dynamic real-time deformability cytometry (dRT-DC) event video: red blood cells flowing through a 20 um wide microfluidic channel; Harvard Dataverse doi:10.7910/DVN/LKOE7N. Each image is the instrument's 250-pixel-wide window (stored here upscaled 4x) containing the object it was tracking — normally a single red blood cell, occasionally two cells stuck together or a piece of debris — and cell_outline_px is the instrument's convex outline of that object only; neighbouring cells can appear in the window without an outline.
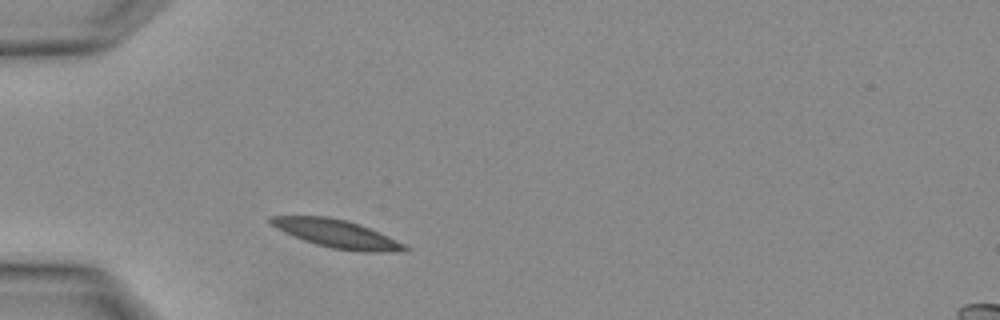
{"species": "Egyptian fruit bat (a non-hibernating species)", "species_latin": "Rousettus aegyptiacus", "temperature_condition": "warm", "stored_images_in_passage": 1, "camera_frame_rate_fps": 3000, "um_per_image_px": 0.085, "animal": {"sex": "female"}, "frame": {"image": 1, "passage_image": 1, "time_ms": 0.0, "image_size_px": [1000, 320], "cell_outline_px": [[408, 248], [380, 252], [368, 252], [332, 248], [316, 244], [292, 236], [268, 224], [268, 216], [328, 216], [344, 220], [380, 232], [404, 244]], "centroid_in_image_um": [28.49, 19.84], "position_along_channel_um": 56.5, "area_um2": 21.39}}